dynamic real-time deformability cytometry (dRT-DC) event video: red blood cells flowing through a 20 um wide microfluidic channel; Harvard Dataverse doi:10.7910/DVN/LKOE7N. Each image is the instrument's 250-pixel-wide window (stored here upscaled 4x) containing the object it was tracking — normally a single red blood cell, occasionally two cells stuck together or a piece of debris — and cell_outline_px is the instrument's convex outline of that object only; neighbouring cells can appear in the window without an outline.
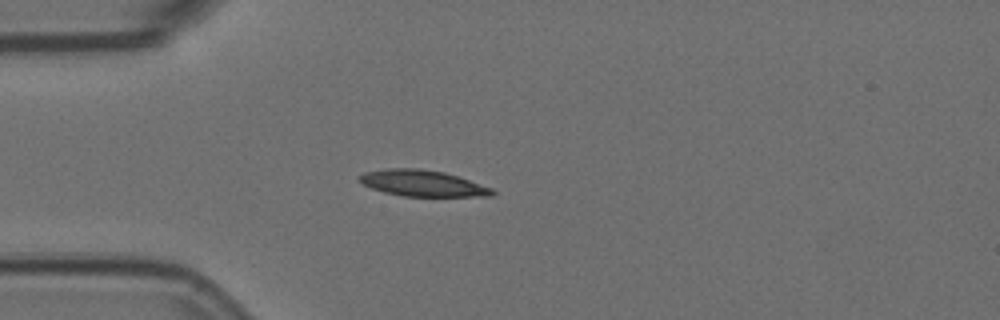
{"species": "Egyptian fruit bat (a non-hibernating species)", "species_latin": "Rousettus aegyptiacus", "temperature_condition": "room temperature", "stored_images_in_passage": 42, "camera_frame_rate_fps": 3000, "um_per_image_px": 0.085, "animal": {"sex": "female"}, "frame": {"image": 1, "passage_image": 1, "time_ms": 0.0, "image_size_px": [1000, 320], "cell_outline_px": [[496, 192], [492, 196], [404, 196], [384, 192], [372, 188], [364, 184], [360, 180], [360, 176], [364, 172], [388, 168], [420, 168], [444, 172], [492, 188]], "centroid_in_image_um": [35.92, 15.57], "position_along_channel_um": 49.1, "area_um2": 20.0}}
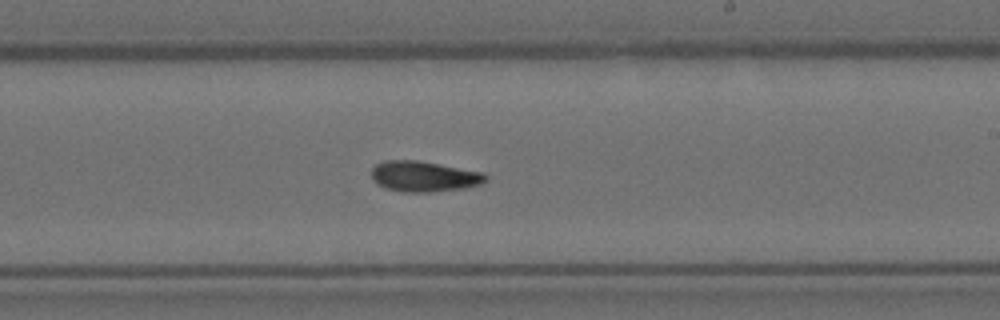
{"frame": {"image": 2, "passage_image": 19, "time_ms": 6.0, "image_size_px": [1000, 320], "cell_outline_px": [[488, 180], [480, 184], [464, 188], [428, 192], [400, 192], [384, 188], [376, 184], [372, 180], [372, 168], [376, 164], [384, 160], [416, 160], [484, 172], [488, 176]], "centroid_in_image_um": [36.02, 15.0], "position_along_channel_um": 253.0, "area_um2": 20.52}}
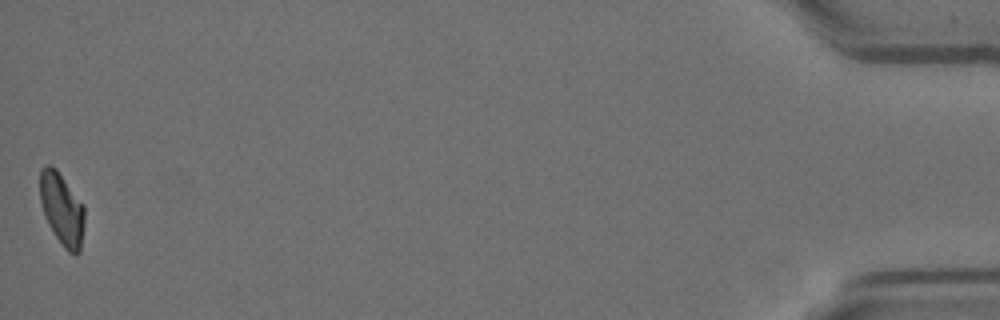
{"frame": {"image": 3, "passage_image": 42, "time_ms": 13.667, "image_size_px": [1000, 320], "cell_outline_px": [[84, 220], [80, 252], [76, 256], [68, 252], [64, 248], [48, 224], [44, 216], [40, 200], [40, 168], [44, 164], [48, 164], [56, 168], [84, 204]], "centroid_in_image_um": [5.26, 17.75], "position_along_channel_um": 429.9, "area_um2": 18.96}}